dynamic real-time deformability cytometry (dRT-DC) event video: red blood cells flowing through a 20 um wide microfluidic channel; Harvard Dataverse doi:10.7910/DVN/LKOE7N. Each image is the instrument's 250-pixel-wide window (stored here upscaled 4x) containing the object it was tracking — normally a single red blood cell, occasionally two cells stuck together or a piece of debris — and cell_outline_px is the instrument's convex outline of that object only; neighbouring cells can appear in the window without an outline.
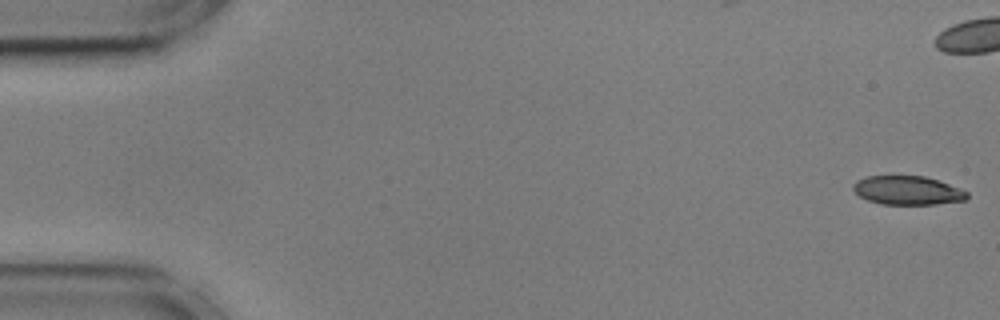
{"species": "common noctule bat (a hibernating species)", "species_latin": "Nyctalus noctula", "temperature_condition": "cold", "stored_images_in_passage": 20, "camera_frame_rate_fps": 3000, "um_per_image_px": 0.085, "animal": {"sex": "male", "body_mass_g": 17.9, "forearm_length_mm": 54.2}, "frame": {"image": 1, "passage_image": 1, "time_ms": 0.0, "image_size_px": [1000, 320], "cell_outline_px": [[968, 196], [964, 200], [936, 204], [880, 204], [868, 200], [860, 196], [852, 188], [852, 184], [856, 180], [868, 176], [924, 176], [948, 184], [968, 192]], "centroid_in_image_um": [77.1, 16.18], "position_along_channel_um": 7.9, "area_um2": 18.9}}